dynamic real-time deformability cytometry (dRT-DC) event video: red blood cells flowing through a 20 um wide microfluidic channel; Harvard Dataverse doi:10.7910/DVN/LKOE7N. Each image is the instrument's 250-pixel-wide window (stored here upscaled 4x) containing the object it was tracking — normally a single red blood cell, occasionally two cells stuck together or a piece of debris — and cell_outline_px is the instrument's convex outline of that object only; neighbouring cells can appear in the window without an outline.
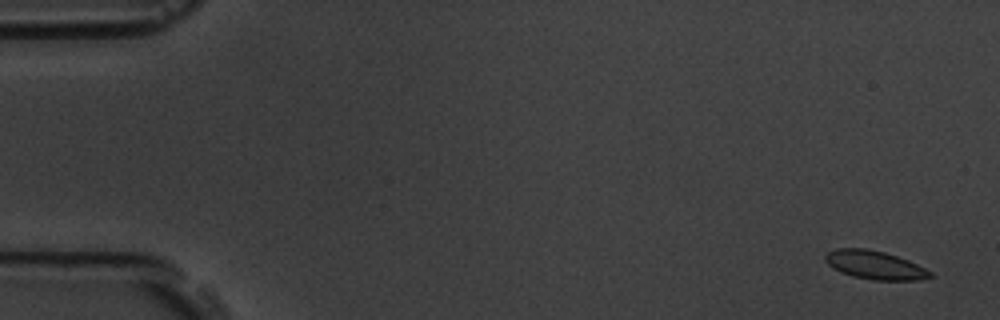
{"species": "common noctule bat (a hibernating species)", "species_latin": "Nyctalus noctula", "temperature_condition": "room temperature", "stored_images_in_passage": 5, "camera_frame_rate_fps": 3000, "um_per_image_px": 0.085, "animal": {"sex": "male", "body_mass_g": 19.5, "forearm_length_mm": 54.6}, "frame": {"image": 1, "passage_image": 1, "time_ms": 0.0, "image_size_px": [1000, 320], "cell_outline_px": [[932, 276], [920, 280], [872, 280], [852, 276], [840, 272], [828, 264], [824, 260], [824, 256], [828, 252], [836, 248], [868, 248], [884, 252], [908, 260], [932, 272]], "centroid_in_image_um": [74.33, 22.52], "position_along_channel_um": 10.7, "area_um2": 17.4}}
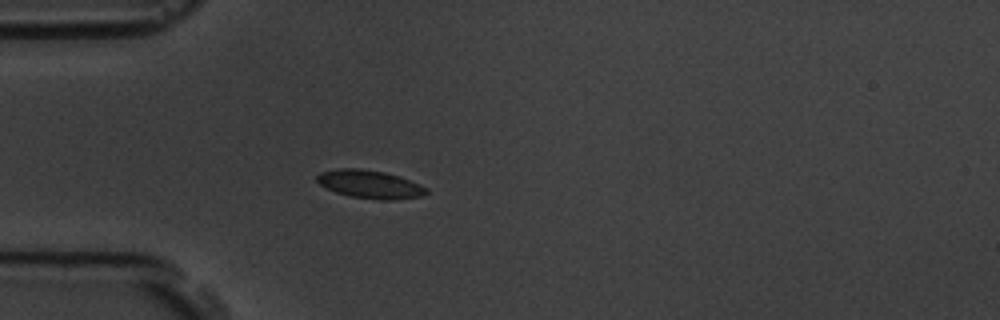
{"frame": {"image": 2, "passage_image": 5, "time_ms": 4.667, "image_size_px": [1000, 320], "cell_outline_px": [[428, 192], [424, 196], [392, 200], [380, 200], [352, 196], [336, 192], [320, 184], [316, 180], [316, 176], [320, 172], [340, 168], [360, 168], [384, 172], [400, 176], [428, 188]], "centroid_in_image_um": [31.47, 15.66], "position_along_channel_um": 53.5, "area_um2": 17.92}}